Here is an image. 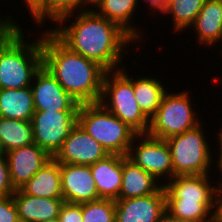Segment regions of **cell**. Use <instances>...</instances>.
Wrapping results in <instances>:
<instances>
[{
  "instance_id": "9",
  "label": "cell",
  "mask_w": 222,
  "mask_h": 222,
  "mask_svg": "<svg viewBox=\"0 0 222 222\" xmlns=\"http://www.w3.org/2000/svg\"><path fill=\"white\" fill-rule=\"evenodd\" d=\"M31 122L34 143L53 157L78 123V111H35Z\"/></svg>"
},
{
  "instance_id": "39",
  "label": "cell",
  "mask_w": 222,
  "mask_h": 222,
  "mask_svg": "<svg viewBox=\"0 0 222 222\" xmlns=\"http://www.w3.org/2000/svg\"><path fill=\"white\" fill-rule=\"evenodd\" d=\"M45 222H60L58 218H55V219H51V220H48V221H45Z\"/></svg>"
},
{
  "instance_id": "2",
  "label": "cell",
  "mask_w": 222,
  "mask_h": 222,
  "mask_svg": "<svg viewBox=\"0 0 222 222\" xmlns=\"http://www.w3.org/2000/svg\"><path fill=\"white\" fill-rule=\"evenodd\" d=\"M41 44L43 65L72 98L79 104L100 101L105 68L71 51L49 28L42 31Z\"/></svg>"
},
{
  "instance_id": "6",
  "label": "cell",
  "mask_w": 222,
  "mask_h": 222,
  "mask_svg": "<svg viewBox=\"0 0 222 222\" xmlns=\"http://www.w3.org/2000/svg\"><path fill=\"white\" fill-rule=\"evenodd\" d=\"M201 124L203 123L165 140L171 151L173 178L178 175L211 173L213 155L216 151H213L214 148L209 144L208 135H204L206 132Z\"/></svg>"
},
{
  "instance_id": "12",
  "label": "cell",
  "mask_w": 222,
  "mask_h": 222,
  "mask_svg": "<svg viewBox=\"0 0 222 222\" xmlns=\"http://www.w3.org/2000/svg\"><path fill=\"white\" fill-rule=\"evenodd\" d=\"M165 212L164 185L151 195L115 200V222H157Z\"/></svg>"
},
{
  "instance_id": "14",
  "label": "cell",
  "mask_w": 222,
  "mask_h": 222,
  "mask_svg": "<svg viewBox=\"0 0 222 222\" xmlns=\"http://www.w3.org/2000/svg\"><path fill=\"white\" fill-rule=\"evenodd\" d=\"M211 174L178 175L164 184L166 201L217 202Z\"/></svg>"
},
{
  "instance_id": "28",
  "label": "cell",
  "mask_w": 222,
  "mask_h": 222,
  "mask_svg": "<svg viewBox=\"0 0 222 222\" xmlns=\"http://www.w3.org/2000/svg\"><path fill=\"white\" fill-rule=\"evenodd\" d=\"M85 8L86 0H45V24L47 21L55 24L63 16Z\"/></svg>"
},
{
  "instance_id": "4",
  "label": "cell",
  "mask_w": 222,
  "mask_h": 222,
  "mask_svg": "<svg viewBox=\"0 0 222 222\" xmlns=\"http://www.w3.org/2000/svg\"><path fill=\"white\" fill-rule=\"evenodd\" d=\"M78 124L108 154L127 156L137 133L118 117L109 112L100 102L80 104Z\"/></svg>"
},
{
  "instance_id": "32",
  "label": "cell",
  "mask_w": 222,
  "mask_h": 222,
  "mask_svg": "<svg viewBox=\"0 0 222 222\" xmlns=\"http://www.w3.org/2000/svg\"><path fill=\"white\" fill-rule=\"evenodd\" d=\"M15 192L9 177V169L4 154H0V197L13 195Z\"/></svg>"
},
{
  "instance_id": "38",
  "label": "cell",
  "mask_w": 222,
  "mask_h": 222,
  "mask_svg": "<svg viewBox=\"0 0 222 222\" xmlns=\"http://www.w3.org/2000/svg\"><path fill=\"white\" fill-rule=\"evenodd\" d=\"M97 0H86L87 7L90 8ZM90 5V6H89Z\"/></svg>"
},
{
  "instance_id": "7",
  "label": "cell",
  "mask_w": 222,
  "mask_h": 222,
  "mask_svg": "<svg viewBox=\"0 0 222 222\" xmlns=\"http://www.w3.org/2000/svg\"><path fill=\"white\" fill-rule=\"evenodd\" d=\"M169 92L170 90L164 93L158 110L150 119L147 134L151 137L166 140L202 122L199 118L201 116H198L199 112L192 107L194 101L190 98L189 90L180 93Z\"/></svg>"
},
{
  "instance_id": "16",
  "label": "cell",
  "mask_w": 222,
  "mask_h": 222,
  "mask_svg": "<svg viewBox=\"0 0 222 222\" xmlns=\"http://www.w3.org/2000/svg\"><path fill=\"white\" fill-rule=\"evenodd\" d=\"M139 2L142 0H97L91 8L98 15L117 24L136 43L140 44L145 33L142 32L144 30H140L137 25H134V15L138 14L135 12L138 7L140 8V4L137 6Z\"/></svg>"
},
{
  "instance_id": "10",
  "label": "cell",
  "mask_w": 222,
  "mask_h": 222,
  "mask_svg": "<svg viewBox=\"0 0 222 222\" xmlns=\"http://www.w3.org/2000/svg\"><path fill=\"white\" fill-rule=\"evenodd\" d=\"M31 88L35 111H78L80 104L44 65L36 72Z\"/></svg>"
},
{
  "instance_id": "5",
  "label": "cell",
  "mask_w": 222,
  "mask_h": 222,
  "mask_svg": "<svg viewBox=\"0 0 222 222\" xmlns=\"http://www.w3.org/2000/svg\"><path fill=\"white\" fill-rule=\"evenodd\" d=\"M125 66L104 75L100 103L137 134H147L150 120L141 111L133 90V76Z\"/></svg>"
},
{
  "instance_id": "26",
  "label": "cell",
  "mask_w": 222,
  "mask_h": 222,
  "mask_svg": "<svg viewBox=\"0 0 222 222\" xmlns=\"http://www.w3.org/2000/svg\"><path fill=\"white\" fill-rule=\"evenodd\" d=\"M204 2L205 0H169L162 15H171L173 31L185 33L184 31L187 28L189 31V27L194 23Z\"/></svg>"
},
{
  "instance_id": "3",
  "label": "cell",
  "mask_w": 222,
  "mask_h": 222,
  "mask_svg": "<svg viewBox=\"0 0 222 222\" xmlns=\"http://www.w3.org/2000/svg\"><path fill=\"white\" fill-rule=\"evenodd\" d=\"M23 31L26 29L16 27L0 41V89L31 86L36 72L43 65L40 30L37 40L28 42Z\"/></svg>"
},
{
  "instance_id": "8",
  "label": "cell",
  "mask_w": 222,
  "mask_h": 222,
  "mask_svg": "<svg viewBox=\"0 0 222 222\" xmlns=\"http://www.w3.org/2000/svg\"><path fill=\"white\" fill-rule=\"evenodd\" d=\"M127 158L151 174L158 182L161 181V184L165 182L163 185L173 178L171 151L164 139L151 137L148 134H137L129 148Z\"/></svg>"
},
{
  "instance_id": "1",
  "label": "cell",
  "mask_w": 222,
  "mask_h": 222,
  "mask_svg": "<svg viewBox=\"0 0 222 222\" xmlns=\"http://www.w3.org/2000/svg\"><path fill=\"white\" fill-rule=\"evenodd\" d=\"M74 15L75 12L63 16L49 30L71 51L96 61L107 71L121 69L124 65L122 60H126L123 58L125 50L136 42L117 24L98 15L91 7ZM70 18L74 20L70 21Z\"/></svg>"
},
{
  "instance_id": "34",
  "label": "cell",
  "mask_w": 222,
  "mask_h": 222,
  "mask_svg": "<svg viewBox=\"0 0 222 222\" xmlns=\"http://www.w3.org/2000/svg\"><path fill=\"white\" fill-rule=\"evenodd\" d=\"M220 129L218 130L219 133L217 132L218 135H215V136H217L216 137L217 138L216 140L218 143V150L217 151H219V153H216L214 158H216V156H217V160H216L217 164L215 165V168L218 170L219 175L221 174V177H222V128H220ZM221 177L217 178L218 182L216 183V185L218 184L217 185L218 187H222V178Z\"/></svg>"
},
{
  "instance_id": "37",
  "label": "cell",
  "mask_w": 222,
  "mask_h": 222,
  "mask_svg": "<svg viewBox=\"0 0 222 222\" xmlns=\"http://www.w3.org/2000/svg\"><path fill=\"white\" fill-rule=\"evenodd\" d=\"M157 222H184L178 218L173 217L168 211H166Z\"/></svg>"
},
{
  "instance_id": "25",
  "label": "cell",
  "mask_w": 222,
  "mask_h": 222,
  "mask_svg": "<svg viewBox=\"0 0 222 222\" xmlns=\"http://www.w3.org/2000/svg\"><path fill=\"white\" fill-rule=\"evenodd\" d=\"M166 211L184 222H215L217 202L166 201Z\"/></svg>"
},
{
  "instance_id": "30",
  "label": "cell",
  "mask_w": 222,
  "mask_h": 222,
  "mask_svg": "<svg viewBox=\"0 0 222 222\" xmlns=\"http://www.w3.org/2000/svg\"><path fill=\"white\" fill-rule=\"evenodd\" d=\"M58 219L60 222H82V204L64 202Z\"/></svg>"
},
{
  "instance_id": "23",
  "label": "cell",
  "mask_w": 222,
  "mask_h": 222,
  "mask_svg": "<svg viewBox=\"0 0 222 222\" xmlns=\"http://www.w3.org/2000/svg\"><path fill=\"white\" fill-rule=\"evenodd\" d=\"M133 90L137 104L141 111L150 120L158 110L164 93L169 89L164 88L162 80L153 76H138L134 79Z\"/></svg>"
},
{
  "instance_id": "33",
  "label": "cell",
  "mask_w": 222,
  "mask_h": 222,
  "mask_svg": "<svg viewBox=\"0 0 222 222\" xmlns=\"http://www.w3.org/2000/svg\"><path fill=\"white\" fill-rule=\"evenodd\" d=\"M12 17L15 16H3L0 18V41L4 40L16 27H20L16 20H13Z\"/></svg>"
},
{
  "instance_id": "21",
  "label": "cell",
  "mask_w": 222,
  "mask_h": 222,
  "mask_svg": "<svg viewBox=\"0 0 222 222\" xmlns=\"http://www.w3.org/2000/svg\"><path fill=\"white\" fill-rule=\"evenodd\" d=\"M21 190L36 197L63 199L60 163L52 158Z\"/></svg>"
},
{
  "instance_id": "29",
  "label": "cell",
  "mask_w": 222,
  "mask_h": 222,
  "mask_svg": "<svg viewBox=\"0 0 222 222\" xmlns=\"http://www.w3.org/2000/svg\"><path fill=\"white\" fill-rule=\"evenodd\" d=\"M0 222H20L13 195L0 197Z\"/></svg>"
},
{
  "instance_id": "13",
  "label": "cell",
  "mask_w": 222,
  "mask_h": 222,
  "mask_svg": "<svg viewBox=\"0 0 222 222\" xmlns=\"http://www.w3.org/2000/svg\"><path fill=\"white\" fill-rule=\"evenodd\" d=\"M14 189H21L53 157L37 144L16 148L4 154Z\"/></svg>"
},
{
  "instance_id": "24",
  "label": "cell",
  "mask_w": 222,
  "mask_h": 222,
  "mask_svg": "<svg viewBox=\"0 0 222 222\" xmlns=\"http://www.w3.org/2000/svg\"><path fill=\"white\" fill-rule=\"evenodd\" d=\"M34 143L31 121L0 117V150L2 154Z\"/></svg>"
},
{
  "instance_id": "22",
  "label": "cell",
  "mask_w": 222,
  "mask_h": 222,
  "mask_svg": "<svg viewBox=\"0 0 222 222\" xmlns=\"http://www.w3.org/2000/svg\"><path fill=\"white\" fill-rule=\"evenodd\" d=\"M35 112L32 88L0 89V117L31 121Z\"/></svg>"
},
{
  "instance_id": "35",
  "label": "cell",
  "mask_w": 222,
  "mask_h": 222,
  "mask_svg": "<svg viewBox=\"0 0 222 222\" xmlns=\"http://www.w3.org/2000/svg\"><path fill=\"white\" fill-rule=\"evenodd\" d=\"M143 1H144V3L146 2L145 4H146V6H148V7H145L146 9L149 8V10L150 9L153 10V11L150 10L148 12H151L149 14H152V12H153L152 15H154V17H155L156 12H157L156 13L157 15H159V14L162 15L164 9L166 8V5L169 2V0H143Z\"/></svg>"
},
{
  "instance_id": "36",
  "label": "cell",
  "mask_w": 222,
  "mask_h": 222,
  "mask_svg": "<svg viewBox=\"0 0 222 222\" xmlns=\"http://www.w3.org/2000/svg\"><path fill=\"white\" fill-rule=\"evenodd\" d=\"M215 222H222V187H218L217 190V211Z\"/></svg>"
},
{
  "instance_id": "17",
  "label": "cell",
  "mask_w": 222,
  "mask_h": 222,
  "mask_svg": "<svg viewBox=\"0 0 222 222\" xmlns=\"http://www.w3.org/2000/svg\"><path fill=\"white\" fill-rule=\"evenodd\" d=\"M196 32L197 41L205 49L218 46L222 41V0H205L194 23L189 27ZM222 54V50L221 53Z\"/></svg>"
},
{
  "instance_id": "19",
  "label": "cell",
  "mask_w": 222,
  "mask_h": 222,
  "mask_svg": "<svg viewBox=\"0 0 222 222\" xmlns=\"http://www.w3.org/2000/svg\"><path fill=\"white\" fill-rule=\"evenodd\" d=\"M89 166L99 197L116 200L122 185V156L109 154Z\"/></svg>"
},
{
  "instance_id": "20",
  "label": "cell",
  "mask_w": 222,
  "mask_h": 222,
  "mask_svg": "<svg viewBox=\"0 0 222 222\" xmlns=\"http://www.w3.org/2000/svg\"><path fill=\"white\" fill-rule=\"evenodd\" d=\"M122 185L116 200L137 198L155 193L163 184L151 174L122 156Z\"/></svg>"
},
{
  "instance_id": "18",
  "label": "cell",
  "mask_w": 222,
  "mask_h": 222,
  "mask_svg": "<svg viewBox=\"0 0 222 222\" xmlns=\"http://www.w3.org/2000/svg\"><path fill=\"white\" fill-rule=\"evenodd\" d=\"M13 199L20 222H45L58 218L64 199L43 198L25 194L16 189Z\"/></svg>"
},
{
  "instance_id": "11",
  "label": "cell",
  "mask_w": 222,
  "mask_h": 222,
  "mask_svg": "<svg viewBox=\"0 0 222 222\" xmlns=\"http://www.w3.org/2000/svg\"><path fill=\"white\" fill-rule=\"evenodd\" d=\"M109 155L78 123L53 156L60 164L91 165Z\"/></svg>"
},
{
  "instance_id": "27",
  "label": "cell",
  "mask_w": 222,
  "mask_h": 222,
  "mask_svg": "<svg viewBox=\"0 0 222 222\" xmlns=\"http://www.w3.org/2000/svg\"><path fill=\"white\" fill-rule=\"evenodd\" d=\"M82 222H115V200L99 199L82 204Z\"/></svg>"
},
{
  "instance_id": "31",
  "label": "cell",
  "mask_w": 222,
  "mask_h": 222,
  "mask_svg": "<svg viewBox=\"0 0 222 222\" xmlns=\"http://www.w3.org/2000/svg\"><path fill=\"white\" fill-rule=\"evenodd\" d=\"M23 2L30 13V17L39 26V29H41L40 26L45 27V0H23Z\"/></svg>"
},
{
  "instance_id": "15",
  "label": "cell",
  "mask_w": 222,
  "mask_h": 222,
  "mask_svg": "<svg viewBox=\"0 0 222 222\" xmlns=\"http://www.w3.org/2000/svg\"><path fill=\"white\" fill-rule=\"evenodd\" d=\"M64 202L83 204L101 199L89 165L60 164Z\"/></svg>"
}]
</instances>
